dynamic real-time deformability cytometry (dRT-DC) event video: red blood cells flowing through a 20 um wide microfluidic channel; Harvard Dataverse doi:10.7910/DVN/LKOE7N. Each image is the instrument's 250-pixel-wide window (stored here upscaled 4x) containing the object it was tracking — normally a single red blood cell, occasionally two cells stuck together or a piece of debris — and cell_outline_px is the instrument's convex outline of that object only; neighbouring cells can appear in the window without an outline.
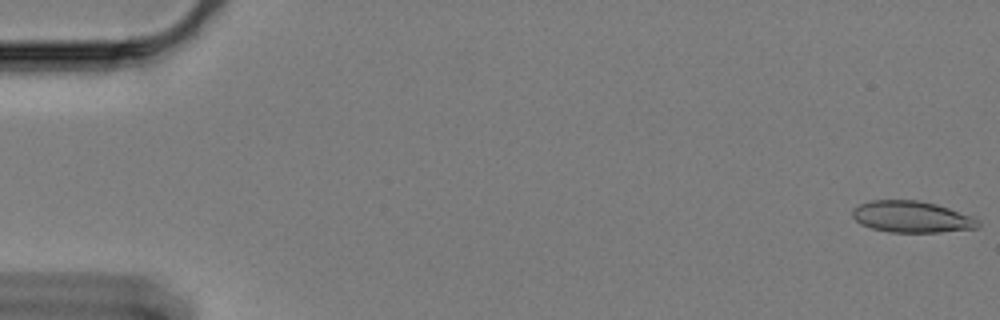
{"species": "Egyptian fruit bat (a non-hibernating species)", "species_latin": "Rousettus aegyptiacus", "temperature_condition": "cold", "stored_images_in_passage": 54, "camera_frame_rate_fps": 3000, "um_per_image_px": 0.085, "animal": {"sex": "female"}, "frame": {"image": 1, "passage_image": 1, "time_ms": 0.0, "image_size_px": [1000, 320], "cell_outline_px": [[980, 224], [976, 228], [940, 232], [888, 232], [872, 228], [860, 224], [852, 216], [852, 208], [860, 204], [872, 200], [920, 200], [936, 204], [976, 216], [980, 220]], "centroid_in_image_um": [77.53, 18.42], "position_along_channel_um": 7.5, "area_um2": 23.29}}
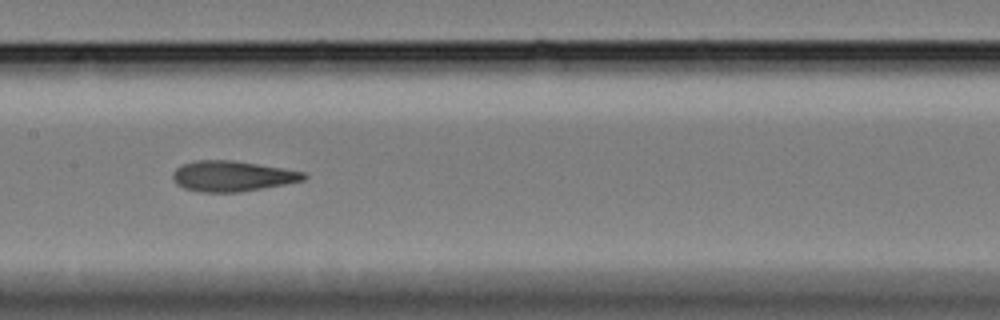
{"frame": {"image": 2, "passage_image": 30, "time_ms": 9.667, "image_size_px": [1000, 320], "cell_outline_px": [[308, 176], [304, 180], [284, 184], [240, 192], [200, 192], [184, 188], [176, 184], [172, 176], [172, 172], [176, 168], [184, 164], [196, 160], [232, 160], [304, 172]], "centroid_in_image_um": [19.7, 14.97], "position_along_channel_um": 187.7, "area_um2": 23.06}}
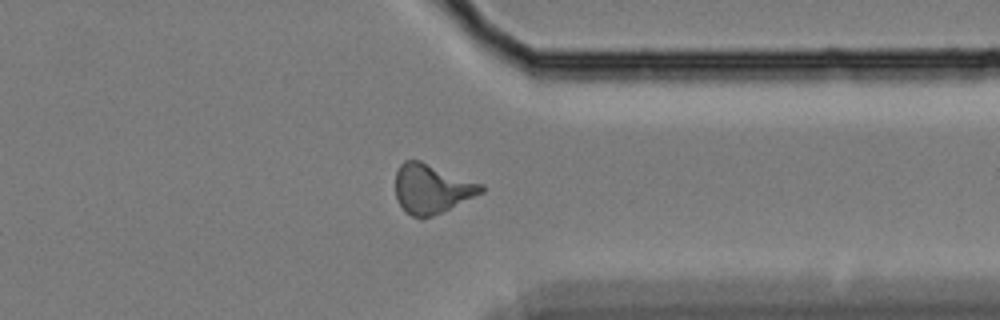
{"frame": {"image": 3, "passage_image": 47, "time_ms": 15.333, "image_size_px": [1000, 320], "cell_outline_px": [[484, 192], [432, 216], [420, 220], [404, 212], [396, 196], [396, 172], [400, 164], [404, 160], [420, 160], [484, 184]], "centroid_in_image_um": [36.69, 16.04], "position_along_channel_um": 374.7, "area_um2": 24.74}}